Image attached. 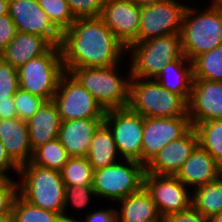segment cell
Listing matches in <instances>:
<instances>
[{"label": "cell", "instance_id": "obj_41", "mask_svg": "<svg viewBox=\"0 0 222 222\" xmlns=\"http://www.w3.org/2000/svg\"><path fill=\"white\" fill-rule=\"evenodd\" d=\"M0 172L3 173L6 177H13L12 175L14 173H16L15 176H18L19 173V167L10 159L1 141H0ZM9 172L12 173V175Z\"/></svg>", "mask_w": 222, "mask_h": 222}, {"label": "cell", "instance_id": "obj_7", "mask_svg": "<svg viewBox=\"0 0 222 222\" xmlns=\"http://www.w3.org/2000/svg\"><path fill=\"white\" fill-rule=\"evenodd\" d=\"M64 72L61 47L52 45L18 68L19 88L46 101L53 100Z\"/></svg>", "mask_w": 222, "mask_h": 222}, {"label": "cell", "instance_id": "obj_14", "mask_svg": "<svg viewBox=\"0 0 222 222\" xmlns=\"http://www.w3.org/2000/svg\"><path fill=\"white\" fill-rule=\"evenodd\" d=\"M8 14L17 31L41 36L54 46L61 45L62 33L49 20L37 0H9Z\"/></svg>", "mask_w": 222, "mask_h": 222}, {"label": "cell", "instance_id": "obj_12", "mask_svg": "<svg viewBox=\"0 0 222 222\" xmlns=\"http://www.w3.org/2000/svg\"><path fill=\"white\" fill-rule=\"evenodd\" d=\"M143 187L150 194L162 218L186 211L192 206L191 190L176 176L145 173Z\"/></svg>", "mask_w": 222, "mask_h": 222}, {"label": "cell", "instance_id": "obj_33", "mask_svg": "<svg viewBox=\"0 0 222 222\" xmlns=\"http://www.w3.org/2000/svg\"><path fill=\"white\" fill-rule=\"evenodd\" d=\"M53 25L63 33L75 21L67 0H37Z\"/></svg>", "mask_w": 222, "mask_h": 222}, {"label": "cell", "instance_id": "obj_25", "mask_svg": "<svg viewBox=\"0 0 222 222\" xmlns=\"http://www.w3.org/2000/svg\"><path fill=\"white\" fill-rule=\"evenodd\" d=\"M110 128L102 122L94 131L87 159L94 170L112 165L120 159Z\"/></svg>", "mask_w": 222, "mask_h": 222}, {"label": "cell", "instance_id": "obj_32", "mask_svg": "<svg viewBox=\"0 0 222 222\" xmlns=\"http://www.w3.org/2000/svg\"><path fill=\"white\" fill-rule=\"evenodd\" d=\"M93 196V197H92ZM97 198L96 192L94 191L93 185L89 186H65V197H64V211L63 220L64 222H76L77 218L68 215L67 210L71 205V209L84 210L89 203H92L91 198ZM73 206V207H72Z\"/></svg>", "mask_w": 222, "mask_h": 222}, {"label": "cell", "instance_id": "obj_29", "mask_svg": "<svg viewBox=\"0 0 222 222\" xmlns=\"http://www.w3.org/2000/svg\"><path fill=\"white\" fill-rule=\"evenodd\" d=\"M70 156L66 152L58 138L48 141L45 145L36 148L32 153L31 163L61 171L62 167L68 162Z\"/></svg>", "mask_w": 222, "mask_h": 222}, {"label": "cell", "instance_id": "obj_46", "mask_svg": "<svg viewBox=\"0 0 222 222\" xmlns=\"http://www.w3.org/2000/svg\"><path fill=\"white\" fill-rule=\"evenodd\" d=\"M208 2H210V3L207 6L222 9V0H208Z\"/></svg>", "mask_w": 222, "mask_h": 222}, {"label": "cell", "instance_id": "obj_35", "mask_svg": "<svg viewBox=\"0 0 222 222\" xmlns=\"http://www.w3.org/2000/svg\"><path fill=\"white\" fill-rule=\"evenodd\" d=\"M18 89V69L0 57V101L13 97Z\"/></svg>", "mask_w": 222, "mask_h": 222}, {"label": "cell", "instance_id": "obj_4", "mask_svg": "<svg viewBox=\"0 0 222 222\" xmlns=\"http://www.w3.org/2000/svg\"><path fill=\"white\" fill-rule=\"evenodd\" d=\"M128 107L143 117H188V102L155 79L130 78Z\"/></svg>", "mask_w": 222, "mask_h": 222}, {"label": "cell", "instance_id": "obj_48", "mask_svg": "<svg viewBox=\"0 0 222 222\" xmlns=\"http://www.w3.org/2000/svg\"><path fill=\"white\" fill-rule=\"evenodd\" d=\"M6 178V176L0 172V183Z\"/></svg>", "mask_w": 222, "mask_h": 222}, {"label": "cell", "instance_id": "obj_34", "mask_svg": "<svg viewBox=\"0 0 222 222\" xmlns=\"http://www.w3.org/2000/svg\"><path fill=\"white\" fill-rule=\"evenodd\" d=\"M13 100L18 118L25 121L30 119L46 101L45 99L23 91L20 88L13 95Z\"/></svg>", "mask_w": 222, "mask_h": 222}, {"label": "cell", "instance_id": "obj_31", "mask_svg": "<svg viewBox=\"0 0 222 222\" xmlns=\"http://www.w3.org/2000/svg\"><path fill=\"white\" fill-rule=\"evenodd\" d=\"M60 173L65 186H89L93 182L94 169L87 157H70Z\"/></svg>", "mask_w": 222, "mask_h": 222}, {"label": "cell", "instance_id": "obj_16", "mask_svg": "<svg viewBox=\"0 0 222 222\" xmlns=\"http://www.w3.org/2000/svg\"><path fill=\"white\" fill-rule=\"evenodd\" d=\"M188 117L192 127L198 123L222 119V82L193 80Z\"/></svg>", "mask_w": 222, "mask_h": 222}, {"label": "cell", "instance_id": "obj_11", "mask_svg": "<svg viewBox=\"0 0 222 222\" xmlns=\"http://www.w3.org/2000/svg\"><path fill=\"white\" fill-rule=\"evenodd\" d=\"M188 3L166 0L141 7L138 42L154 37L180 34Z\"/></svg>", "mask_w": 222, "mask_h": 222}, {"label": "cell", "instance_id": "obj_22", "mask_svg": "<svg viewBox=\"0 0 222 222\" xmlns=\"http://www.w3.org/2000/svg\"><path fill=\"white\" fill-rule=\"evenodd\" d=\"M52 45L43 37L17 31L0 57L16 69L44 54Z\"/></svg>", "mask_w": 222, "mask_h": 222}, {"label": "cell", "instance_id": "obj_2", "mask_svg": "<svg viewBox=\"0 0 222 222\" xmlns=\"http://www.w3.org/2000/svg\"><path fill=\"white\" fill-rule=\"evenodd\" d=\"M198 8L187 6L180 32L182 53L190 61L222 44V9Z\"/></svg>", "mask_w": 222, "mask_h": 222}, {"label": "cell", "instance_id": "obj_30", "mask_svg": "<svg viewBox=\"0 0 222 222\" xmlns=\"http://www.w3.org/2000/svg\"><path fill=\"white\" fill-rule=\"evenodd\" d=\"M14 222H64L60 213L48 211L26 201L20 194L13 204Z\"/></svg>", "mask_w": 222, "mask_h": 222}, {"label": "cell", "instance_id": "obj_9", "mask_svg": "<svg viewBox=\"0 0 222 222\" xmlns=\"http://www.w3.org/2000/svg\"><path fill=\"white\" fill-rule=\"evenodd\" d=\"M61 121L74 119H104L105 110L83 85L65 71L53 97Z\"/></svg>", "mask_w": 222, "mask_h": 222}, {"label": "cell", "instance_id": "obj_18", "mask_svg": "<svg viewBox=\"0 0 222 222\" xmlns=\"http://www.w3.org/2000/svg\"><path fill=\"white\" fill-rule=\"evenodd\" d=\"M222 175V166L199 144L175 175L193 190L211 183Z\"/></svg>", "mask_w": 222, "mask_h": 222}, {"label": "cell", "instance_id": "obj_44", "mask_svg": "<svg viewBox=\"0 0 222 222\" xmlns=\"http://www.w3.org/2000/svg\"><path fill=\"white\" fill-rule=\"evenodd\" d=\"M9 0H0V17L8 14Z\"/></svg>", "mask_w": 222, "mask_h": 222}, {"label": "cell", "instance_id": "obj_1", "mask_svg": "<svg viewBox=\"0 0 222 222\" xmlns=\"http://www.w3.org/2000/svg\"><path fill=\"white\" fill-rule=\"evenodd\" d=\"M61 52L65 71L84 67H109L122 62L127 48L100 18H76L62 33Z\"/></svg>", "mask_w": 222, "mask_h": 222}, {"label": "cell", "instance_id": "obj_26", "mask_svg": "<svg viewBox=\"0 0 222 222\" xmlns=\"http://www.w3.org/2000/svg\"><path fill=\"white\" fill-rule=\"evenodd\" d=\"M192 207L207 218L222 212V175L191 191Z\"/></svg>", "mask_w": 222, "mask_h": 222}, {"label": "cell", "instance_id": "obj_43", "mask_svg": "<svg viewBox=\"0 0 222 222\" xmlns=\"http://www.w3.org/2000/svg\"><path fill=\"white\" fill-rule=\"evenodd\" d=\"M132 3H134L135 5L142 7V6H147V5H151V4H155V3H160V2H164L166 0H129Z\"/></svg>", "mask_w": 222, "mask_h": 222}, {"label": "cell", "instance_id": "obj_37", "mask_svg": "<svg viewBox=\"0 0 222 222\" xmlns=\"http://www.w3.org/2000/svg\"><path fill=\"white\" fill-rule=\"evenodd\" d=\"M18 194V178L6 177L0 183V215L12 212L13 204Z\"/></svg>", "mask_w": 222, "mask_h": 222}, {"label": "cell", "instance_id": "obj_5", "mask_svg": "<svg viewBox=\"0 0 222 222\" xmlns=\"http://www.w3.org/2000/svg\"><path fill=\"white\" fill-rule=\"evenodd\" d=\"M17 177L19 194L26 201L63 217L65 185L59 171L29 162L19 168Z\"/></svg>", "mask_w": 222, "mask_h": 222}, {"label": "cell", "instance_id": "obj_21", "mask_svg": "<svg viewBox=\"0 0 222 222\" xmlns=\"http://www.w3.org/2000/svg\"><path fill=\"white\" fill-rule=\"evenodd\" d=\"M61 119L53 100L45 101L40 109L27 120L29 141L33 151L58 137Z\"/></svg>", "mask_w": 222, "mask_h": 222}, {"label": "cell", "instance_id": "obj_42", "mask_svg": "<svg viewBox=\"0 0 222 222\" xmlns=\"http://www.w3.org/2000/svg\"><path fill=\"white\" fill-rule=\"evenodd\" d=\"M16 117H18V115L13 97H8V100L0 101V119H11Z\"/></svg>", "mask_w": 222, "mask_h": 222}, {"label": "cell", "instance_id": "obj_15", "mask_svg": "<svg viewBox=\"0 0 222 222\" xmlns=\"http://www.w3.org/2000/svg\"><path fill=\"white\" fill-rule=\"evenodd\" d=\"M141 7L129 0H107L100 18L126 47L138 43Z\"/></svg>", "mask_w": 222, "mask_h": 222}, {"label": "cell", "instance_id": "obj_23", "mask_svg": "<svg viewBox=\"0 0 222 222\" xmlns=\"http://www.w3.org/2000/svg\"><path fill=\"white\" fill-rule=\"evenodd\" d=\"M119 203L120 206H117ZM116 206L118 222H162L163 220L144 187L118 201Z\"/></svg>", "mask_w": 222, "mask_h": 222}, {"label": "cell", "instance_id": "obj_28", "mask_svg": "<svg viewBox=\"0 0 222 222\" xmlns=\"http://www.w3.org/2000/svg\"><path fill=\"white\" fill-rule=\"evenodd\" d=\"M194 128L198 144L222 166V119L198 123Z\"/></svg>", "mask_w": 222, "mask_h": 222}, {"label": "cell", "instance_id": "obj_3", "mask_svg": "<svg viewBox=\"0 0 222 222\" xmlns=\"http://www.w3.org/2000/svg\"><path fill=\"white\" fill-rule=\"evenodd\" d=\"M127 61L129 70L123 71L127 73V76L122 74L123 62L109 67L73 68L69 72L105 111L125 108L129 104V81L131 78L129 60Z\"/></svg>", "mask_w": 222, "mask_h": 222}, {"label": "cell", "instance_id": "obj_13", "mask_svg": "<svg viewBox=\"0 0 222 222\" xmlns=\"http://www.w3.org/2000/svg\"><path fill=\"white\" fill-rule=\"evenodd\" d=\"M191 128L189 117H143L141 164L146 166L165 145L180 139Z\"/></svg>", "mask_w": 222, "mask_h": 222}, {"label": "cell", "instance_id": "obj_45", "mask_svg": "<svg viewBox=\"0 0 222 222\" xmlns=\"http://www.w3.org/2000/svg\"><path fill=\"white\" fill-rule=\"evenodd\" d=\"M0 222H14L13 213L1 214Z\"/></svg>", "mask_w": 222, "mask_h": 222}, {"label": "cell", "instance_id": "obj_17", "mask_svg": "<svg viewBox=\"0 0 222 222\" xmlns=\"http://www.w3.org/2000/svg\"><path fill=\"white\" fill-rule=\"evenodd\" d=\"M198 145V135L192 127L183 137L165 145L145 166V173L175 176Z\"/></svg>", "mask_w": 222, "mask_h": 222}, {"label": "cell", "instance_id": "obj_27", "mask_svg": "<svg viewBox=\"0 0 222 222\" xmlns=\"http://www.w3.org/2000/svg\"><path fill=\"white\" fill-rule=\"evenodd\" d=\"M193 80L222 82V44L192 60Z\"/></svg>", "mask_w": 222, "mask_h": 222}, {"label": "cell", "instance_id": "obj_36", "mask_svg": "<svg viewBox=\"0 0 222 222\" xmlns=\"http://www.w3.org/2000/svg\"><path fill=\"white\" fill-rule=\"evenodd\" d=\"M107 0H67L75 18L100 17Z\"/></svg>", "mask_w": 222, "mask_h": 222}, {"label": "cell", "instance_id": "obj_38", "mask_svg": "<svg viewBox=\"0 0 222 222\" xmlns=\"http://www.w3.org/2000/svg\"><path fill=\"white\" fill-rule=\"evenodd\" d=\"M162 222H209V218L191 206L186 211L165 216Z\"/></svg>", "mask_w": 222, "mask_h": 222}, {"label": "cell", "instance_id": "obj_6", "mask_svg": "<svg viewBox=\"0 0 222 222\" xmlns=\"http://www.w3.org/2000/svg\"><path fill=\"white\" fill-rule=\"evenodd\" d=\"M182 55L180 34L154 37L134 43L127 48L126 56L130 60V76L155 79L166 64L179 59Z\"/></svg>", "mask_w": 222, "mask_h": 222}, {"label": "cell", "instance_id": "obj_8", "mask_svg": "<svg viewBox=\"0 0 222 222\" xmlns=\"http://www.w3.org/2000/svg\"><path fill=\"white\" fill-rule=\"evenodd\" d=\"M145 166L138 161L121 159L120 161L94 170L93 188L97 199L117 203L143 187Z\"/></svg>", "mask_w": 222, "mask_h": 222}, {"label": "cell", "instance_id": "obj_39", "mask_svg": "<svg viewBox=\"0 0 222 222\" xmlns=\"http://www.w3.org/2000/svg\"><path fill=\"white\" fill-rule=\"evenodd\" d=\"M17 33L16 26L9 14L0 17V54Z\"/></svg>", "mask_w": 222, "mask_h": 222}, {"label": "cell", "instance_id": "obj_20", "mask_svg": "<svg viewBox=\"0 0 222 222\" xmlns=\"http://www.w3.org/2000/svg\"><path fill=\"white\" fill-rule=\"evenodd\" d=\"M104 119L61 121L58 139L70 157H87L94 131Z\"/></svg>", "mask_w": 222, "mask_h": 222}, {"label": "cell", "instance_id": "obj_19", "mask_svg": "<svg viewBox=\"0 0 222 222\" xmlns=\"http://www.w3.org/2000/svg\"><path fill=\"white\" fill-rule=\"evenodd\" d=\"M0 141L10 159L20 168L31 161L27 121L18 117L0 119Z\"/></svg>", "mask_w": 222, "mask_h": 222}, {"label": "cell", "instance_id": "obj_10", "mask_svg": "<svg viewBox=\"0 0 222 222\" xmlns=\"http://www.w3.org/2000/svg\"><path fill=\"white\" fill-rule=\"evenodd\" d=\"M103 122L111 130L120 157L141 163L143 116L129 107L110 109Z\"/></svg>", "mask_w": 222, "mask_h": 222}, {"label": "cell", "instance_id": "obj_47", "mask_svg": "<svg viewBox=\"0 0 222 222\" xmlns=\"http://www.w3.org/2000/svg\"><path fill=\"white\" fill-rule=\"evenodd\" d=\"M209 222H222V212L209 218Z\"/></svg>", "mask_w": 222, "mask_h": 222}, {"label": "cell", "instance_id": "obj_40", "mask_svg": "<svg viewBox=\"0 0 222 222\" xmlns=\"http://www.w3.org/2000/svg\"><path fill=\"white\" fill-rule=\"evenodd\" d=\"M103 209H94L93 212L87 213L84 217V220L77 219L76 222H118L117 221V212L115 207L107 208L102 207Z\"/></svg>", "mask_w": 222, "mask_h": 222}, {"label": "cell", "instance_id": "obj_24", "mask_svg": "<svg viewBox=\"0 0 222 222\" xmlns=\"http://www.w3.org/2000/svg\"><path fill=\"white\" fill-rule=\"evenodd\" d=\"M155 80L189 102L193 86L192 61L183 54L179 59L166 64Z\"/></svg>", "mask_w": 222, "mask_h": 222}]
</instances>
